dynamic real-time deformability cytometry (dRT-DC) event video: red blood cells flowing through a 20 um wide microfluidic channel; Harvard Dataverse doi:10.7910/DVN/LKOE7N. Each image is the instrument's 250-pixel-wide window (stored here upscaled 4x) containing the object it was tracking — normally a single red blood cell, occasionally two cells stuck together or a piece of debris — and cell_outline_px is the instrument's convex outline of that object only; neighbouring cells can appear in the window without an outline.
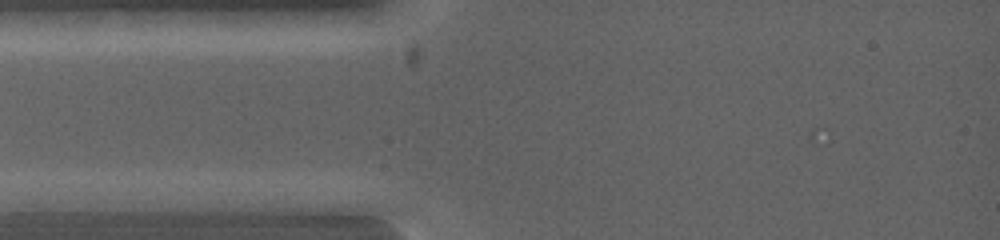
{"species": "common noctule bat (a hibernating species)", "species_latin": "Nyctalus noctula", "temperature_condition": "warm", "stored_images_in_passage": 5, "camera_frame_rate_fps": 5000, "um_per_image_px": 0.085, "animal": {"sex": "female", "body_mass_g": 19.0, "forearm_length_mm": 53.3}, "frame": {"image": 1, "passage_image": 2, "time_ms": 1.0, "image_size_px": [1000, 240], "cell_outline_px": [[108, 200], [88, 212], [16, 212], [16, 200], [24, 192], [96, 192]], "centroid_in_image_um": [4.99, 17.16], "position_along_channel_um": 80.0, "area_um2": 11.85}}